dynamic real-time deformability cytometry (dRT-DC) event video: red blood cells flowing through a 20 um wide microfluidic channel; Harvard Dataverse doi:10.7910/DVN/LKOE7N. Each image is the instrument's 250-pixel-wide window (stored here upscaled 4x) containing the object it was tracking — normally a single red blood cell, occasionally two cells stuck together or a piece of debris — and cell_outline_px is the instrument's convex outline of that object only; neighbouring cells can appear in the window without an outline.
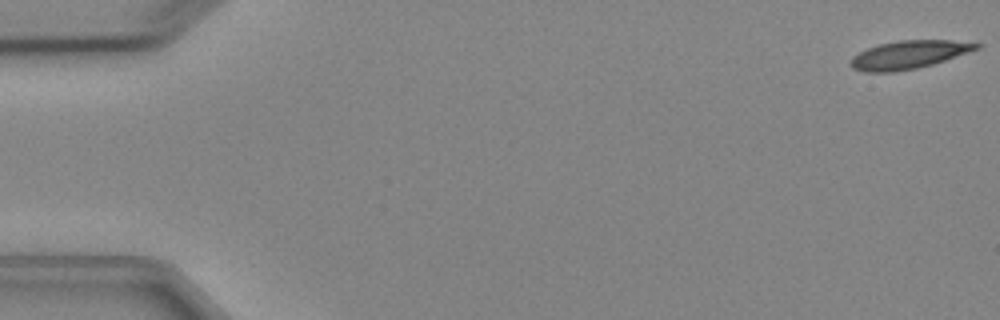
{"species": "Egyptian fruit bat (a non-hibernating species)", "species_latin": "Rousettus aegyptiacus", "temperature_condition": "cold", "stored_images_in_passage": 6, "segment_of_instrument_passage": [1, 2], "camera_frame_rate_fps": 3000, "um_per_image_px": 0.085, "animal": {"sex": "female"}, "frame": {"image": 1, "passage_image": 1, "time_ms": 0.0, "image_size_px": [1000, 320], "cell_outline_px": [[984, 44], [980, 48], [932, 64], [916, 68], [892, 72], [864, 72], [852, 68], [848, 64], [852, 56], [868, 48], [880, 44], [900, 40], [952, 40]], "centroid_in_image_um": [77.22, 4.65], "position_along_channel_um": 7.8, "area_um2": 20.52}}
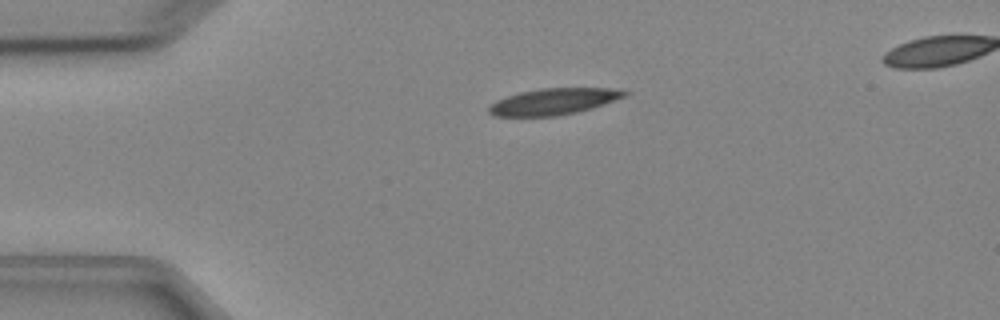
{"frame": {"image": 2, "passage_image": 4, "time_ms": 3.667, "image_size_px": [1000, 320], "cell_outline_px": [[628, 92], [624, 96], [592, 108], [576, 112], [556, 116], [492, 116], [488, 112], [488, 108], [496, 100], [504, 96], [520, 92], [540, 88], [608, 88]], "centroid_in_image_um": [46.97, 8.63], "position_along_channel_um": 38.0, "area_um2": 20.63}}